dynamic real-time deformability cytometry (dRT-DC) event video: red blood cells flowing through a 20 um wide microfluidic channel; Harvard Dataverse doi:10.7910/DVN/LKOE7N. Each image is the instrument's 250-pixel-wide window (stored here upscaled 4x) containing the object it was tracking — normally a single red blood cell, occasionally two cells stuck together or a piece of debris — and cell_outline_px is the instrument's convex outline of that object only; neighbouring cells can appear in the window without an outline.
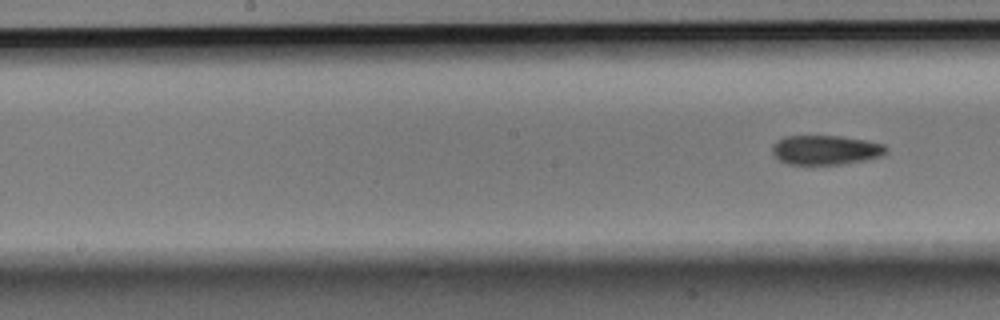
{"species": "Egyptian fruit bat (a non-hibernating species)", "species_latin": "Rousettus aegyptiacus", "temperature_condition": "room temperature", "stored_images_in_passage": 8, "segment_of_instrument_passage": [2, 2], "camera_frame_rate_fps": 3000, "um_per_image_px": 0.085, "animal": {"sex": "male"}, "frame": {"image": 1, "passage_image": 8, "time_ms": 2.333, "image_size_px": [1000, 320], "cell_outline_px": [[888, 152], [880, 156], [864, 160], [840, 164], [788, 164], [780, 160], [772, 152], [772, 144], [776, 140], [784, 136], [840, 136], [868, 140], [884, 144], [888, 148]], "centroid_in_image_um": [70.19, 12.73], "position_along_channel_um": 178.0, "area_um2": 19.59}}